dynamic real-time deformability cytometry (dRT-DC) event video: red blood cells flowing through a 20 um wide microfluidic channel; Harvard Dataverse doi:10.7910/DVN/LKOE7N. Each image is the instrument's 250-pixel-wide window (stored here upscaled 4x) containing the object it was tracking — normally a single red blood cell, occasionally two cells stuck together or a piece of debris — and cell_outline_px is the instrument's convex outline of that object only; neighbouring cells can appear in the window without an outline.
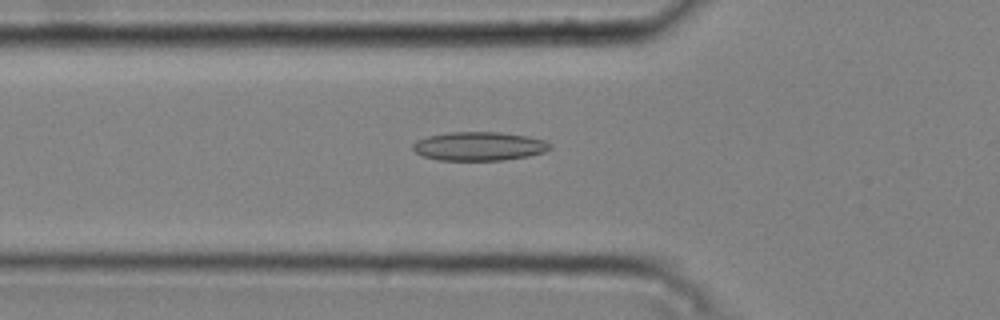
{"species": "common noctule bat (a hibernating species)", "species_latin": "Nyctalus noctula", "temperature_condition": "cold", "stored_images_in_passage": 33, "camera_frame_rate_fps": 3000, "um_per_image_px": 0.085, "animal": {"sex": "male", "body_mass_g": 20.4}, "frame": {"image": 1, "passage_image": 2, "time_ms": 0.333, "image_size_px": [1000, 320], "cell_outline_px": [[552, 148], [544, 152], [528, 156], [504, 160], [436, 160], [424, 156], [416, 152], [412, 148], [412, 144], [416, 140], [428, 136], [448, 132], [500, 132], [528, 136], [544, 140], [552, 144]], "centroid_in_image_um": [40.73, 12.43], "position_along_channel_um": 85.1, "area_um2": 23.12}}
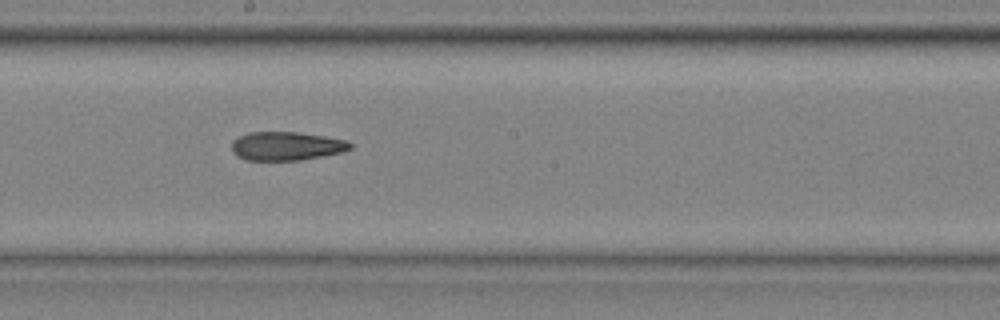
{"frame": {"image": 2, "passage_image": 13, "time_ms": 4.0, "image_size_px": [1000, 320], "cell_outline_px": [[352, 148], [344, 152], [300, 160], [244, 160], [236, 156], [232, 152], [232, 140], [248, 132], [296, 132], [324, 136], [348, 140], [352, 144]], "centroid_in_image_um": [24.34, 12.42], "position_along_channel_um": 223.9, "area_um2": 19.94}}
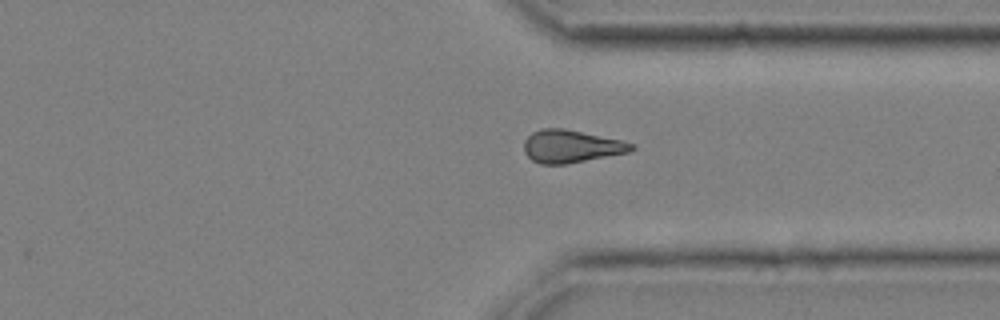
{"frame": {"image": 3, "passage_image": 24, "time_ms": 7.667, "image_size_px": [1000, 320], "cell_outline_px": [[636, 148], [628, 152], [568, 164], [540, 164], [532, 160], [524, 152], [524, 140], [532, 132], [540, 128], [564, 128], [620, 140], [636, 144]], "centroid_in_image_um": [48.53, 12.44], "position_along_channel_um": 362.9, "area_um2": 20.52}}